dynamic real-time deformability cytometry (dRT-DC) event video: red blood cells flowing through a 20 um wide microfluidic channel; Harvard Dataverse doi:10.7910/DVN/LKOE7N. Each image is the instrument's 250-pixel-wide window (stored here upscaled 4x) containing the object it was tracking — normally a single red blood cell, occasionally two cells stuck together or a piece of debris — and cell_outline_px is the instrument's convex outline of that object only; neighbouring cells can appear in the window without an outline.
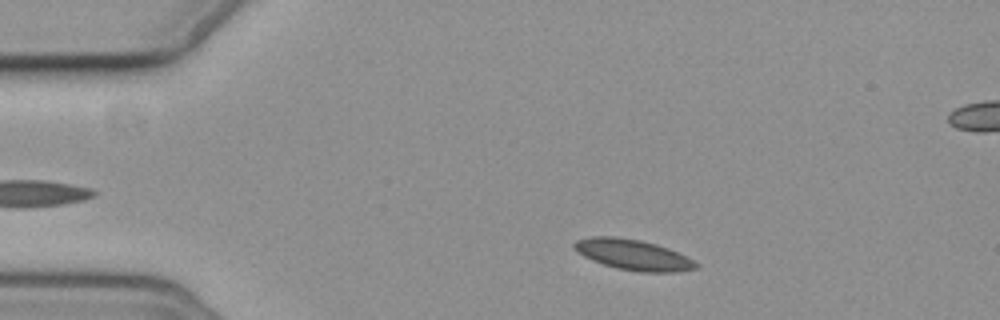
{"species": "common noctule bat (a hibernating species)", "species_latin": "Nyctalus noctula", "temperature_condition": "cold", "stored_images_in_passage": 3, "camera_frame_rate_fps": 3000, "um_per_image_px": 0.085, "animal": {"sex": "female", "body_mass_g": 19.3, "forearm_length_mm": 54.1}, "frame": {"image": 1, "passage_image": 1, "time_ms": 0.0, "image_size_px": [1000, 320], "cell_outline_px": [[700, 268], [680, 272], [640, 272], [616, 268], [592, 260], [576, 252], [572, 248], [572, 244], [576, 240], [592, 236], [616, 236], [640, 240], [656, 244], [668, 248], [688, 256], [700, 264]], "centroid_in_image_um": [53.85, 21.65], "position_along_channel_um": 31.2, "area_um2": 22.08}}